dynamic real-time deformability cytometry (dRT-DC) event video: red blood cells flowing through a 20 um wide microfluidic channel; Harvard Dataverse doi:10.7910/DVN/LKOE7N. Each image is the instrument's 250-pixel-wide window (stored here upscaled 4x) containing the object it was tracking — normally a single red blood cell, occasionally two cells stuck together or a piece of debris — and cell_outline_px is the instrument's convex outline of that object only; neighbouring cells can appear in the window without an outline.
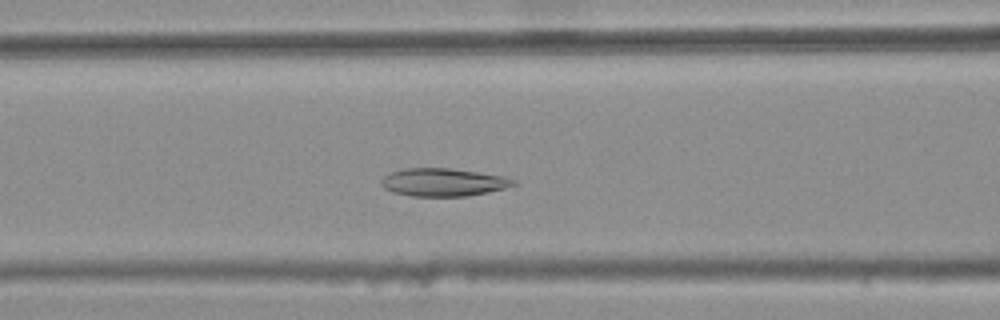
{"species": "common noctule bat (a hibernating species)", "species_latin": "Nyctalus noctula", "temperature_condition": "warm", "stored_images_in_passage": 41, "camera_frame_rate_fps": 3000, "um_per_image_px": 0.085, "animal": {"sex": "female", "body_mass_g": 25.1}, "frame": {"image": 1, "passage_image": 18, "time_ms": 5.667, "image_size_px": [1000, 320], "cell_outline_px": [[516, 184], [504, 188], [488, 192], [468, 196], [412, 196], [392, 192], [384, 188], [380, 184], [380, 180], [388, 172], [404, 168], [448, 168], [504, 176], [516, 180]], "centroid_in_image_um": [37.63, 15.49], "position_along_channel_um": 129.0, "area_um2": 21.56}}
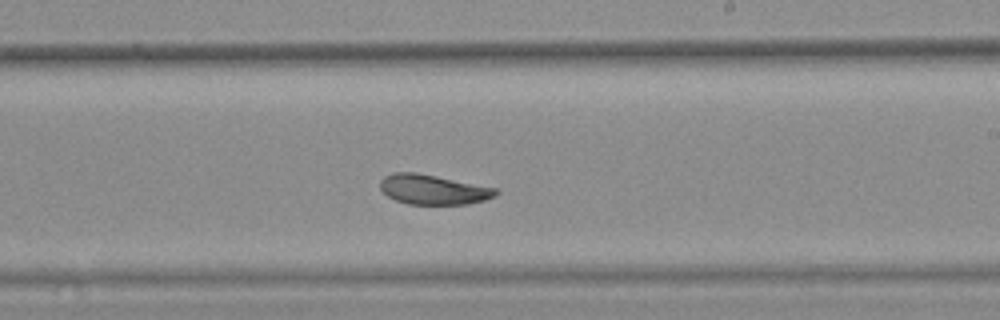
{"frame": {"image": 2, "passage_image": 28, "time_ms": 9.0, "image_size_px": [1000, 320], "cell_outline_px": [[500, 192], [496, 196], [484, 200], [464, 204], [408, 204], [396, 200], [388, 196], [380, 188], [380, 180], [384, 176], [392, 172], [416, 172], [496, 188]], "centroid_in_image_um": [36.8, 16.1], "position_along_channel_um": 252.2, "area_um2": 20.0}}
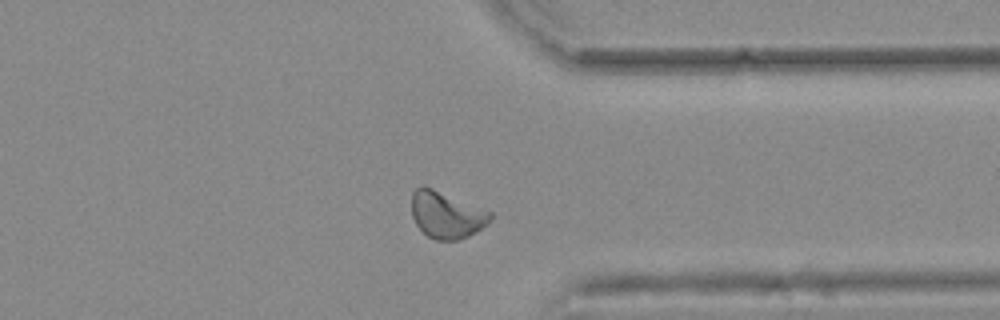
{"frame": {"image": 3, "passage_image": 38, "time_ms": 12.333, "image_size_px": [1000, 320], "cell_outline_px": [[492, 216], [488, 224], [468, 236], [456, 240], [436, 240], [428, 236], [416, 224], [412, 216], [412, 192], [420, 184], [424, 184], [492, 212]], "centroid_in_image_um": [37.93, 18.23], "position_along_channel_um": 373.5, "area_um2": 21.5}, "authors_computed_cell_mechanics": {"area_um2": 21.1548, "velocity_mm_per_s": 3.7106, "shape_relaxation_time_tau1_ms": 6.9332, "shape_relaxation_time_tau2_ms": 3.1903, "deformation_change_tau1": 0.1284, "deformation_change_tau2": 0.0726}}